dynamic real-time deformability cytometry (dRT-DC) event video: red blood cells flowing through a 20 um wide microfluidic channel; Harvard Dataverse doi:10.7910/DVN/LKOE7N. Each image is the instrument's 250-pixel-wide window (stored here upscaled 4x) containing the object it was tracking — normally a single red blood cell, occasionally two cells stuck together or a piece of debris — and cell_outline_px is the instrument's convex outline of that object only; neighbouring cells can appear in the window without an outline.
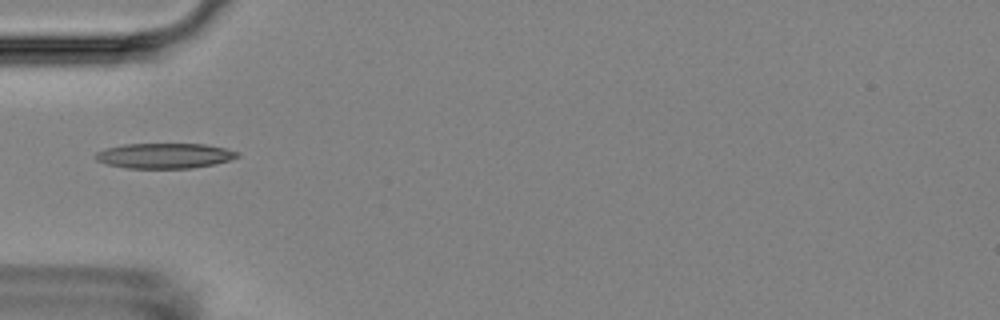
{"species": "Egyptian fruit bat (a non-hibernating species)", "species_latin": "Rousettus aegyptiacus", "temperature_condition": "room temperature", "stored_images_in_passage": 6, "camera_frame_rate_fps": 3000, "um_per_image_px": 0.085, "animal": {"sex": "female"}, "frame": {"image": 1, "passage_image": 6, "time_ms": 5.667, "image_size_px": [1000, 320], "cell_outline_px": [[240, 156], [228, 160], [212, 164], [192, 168], [128, 168], [108, 164], [96, 160], [96, 152], [104, 148], [124, 144], [204, 144], [224, 148], [240, 152]], "centroid_in_image_um": [13.98, 13.23], "position_along_channel_um": 71.0, "area_um2": 20.69}}